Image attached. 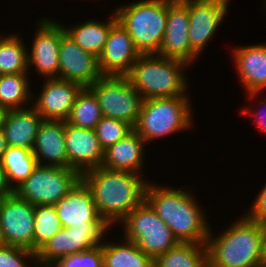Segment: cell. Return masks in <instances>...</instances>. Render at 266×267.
Returning <instances> with one entry per match:
<instances>
[{
    "mask_svg": "<svg viewBox=\"0 0 266 267\" xmlns=\"http://www.w3.org/2000/svg\"><path fill=\"white\" fill-rule=\"evenodd\" d=\"M186 189V186L165 187L148 181L145 200L179 242L206 244L212 225L197 196Z\"/></svg>",
    "mask_w": 266,
    "mask_h": 267,
    "instance_id": "1",
    "label": "cell"
},
{
    "mask_svg": "<svg viewBox=\"0 0 266 267\" xmlns=\"http://www.w3.org/2000/svg\"><path fill=\"white\" fill-rule=\"evenodd\" d=\"M81 181L89 189L99 215L111 228L145 200L149 180L137 173L98 167L83 173Z\"/></svg>",
    "mask_w": 266,
    "mask_h": 267,
    "instance_id": "2",
    "label": "cell"
},
{
    "mask_svg": "<svg viewBox=\"0 0 266 267\" xmlns=\"http://www.w3.org/2000/svg\"><path fill=\"white\" fill-rule=\"evenodd\" d=\"M223 232L206 242L208 267H265L263 262L264 224L241 215Z\"/></svg>",
    "mask_w": 266,
    "mask_h": 267,
    "instance_id": "3",
    "label": "cell"
},
{
    "mask_svg": "<svg viewBox=\"0 0 266 267\" xmlns=\"http://www.w3.org/2000/svg\"><path fill=\"white\" fill-rule=\"evenodd\" d=\"M189 64L158 54H141L126 75L143 100L187 96Z\"/></svg>",
    "mask_w": 266,
    "mask_h": 267,
    "instance_id": "4",
    "label": "cell"
},
{
    "mask_svg": "<svg viewBox=\"0 0 266 267\" xmlns=\"http://www.w3.org/2000/svg\"><path fill=\"white\" fill-rule=\"evenodd\" d=\"M190 99L188 95L143 100L134 130L150 144L193 128L194 113Z\"/></svg>",
    "mask_w": 266,
    "mask_h": 267,
    "instance_id": "5",
    "label": "cell"
},
{
    "mask_svg": "<svg viewBox=\"0 0 266 267\" xmlns=\"http://www.w3.org/2000/svg\"><path fill=\"white\" fill-rule=\"evenodd\" d=\"M117 21L127 30L140 54H157L167 24L168 2L138 0L114 9Z\"/></svg>",
    "mask_w": 266,
    "mask_h": 267,
    "instance_id": "6",
    "label": "cell"
},
{
    "mask_svg": "<svg viewBox=\"0 0 266 267\" xmlns=\"http://www.w3.org/2000/svg\"><path fill=\"white\" fill-rule=\"evenodd\" d=\"M119 225L123 226L122 237L136 243L153 260L180 243L146 200Z\"/></svg>",
    "mask_w": 266,
    "mask_h": 267,
    "instance_id": "7",
    "label": "cell"
},
{
    "mask_svg": "<svg viewBox=\"0 0 266 267\" xmlns=\"http://www.w3.org/2000/svg\"><path fill=\"white\" fill-rule=\"evenodd\" d=\"M80 180L81 175L74 169L38 164L14 193L34 206L55 205Z\"/></svg>",
    "mask_w": 266,
    "mask_h": 267,
    "instance_id": "8",
    "label": "cell"
},
{
    "mask_svg": "<svg viewBox=\"0 0 266 267\" xmlns=\"http://www.w3.org/2000/svg\"><path fill=\"white\" fill-rule=\"evenodd\" d=\"M89 89L96 96L104 117L135 127L143 98L127 76L103 75Z\"/></svg>",
    "mask_w": 266,
    "mask_h": 267,
    "instance_id": "9",
    "label": "cell"
},
{
    "mask_svg": "<svg viewBox=\"0 0 266 267\" xmlns=\"http://www.w3.org/2000/svg\"><path fill=\"white\" fill-rule=\"evenodd\" d=\"M109 226H72L60 229L36 254L38 267H51L61 258L101 246Z\"/></svg>",
    "mask_w": 266,
    "mask_h": 267,
    "instance_id": "10",
    "label": "cell"
},
{
    "mask_svg": "<svg viewBox=\"0 0 266 267\" xmlns=\"http://www.w3.org/2000/svg\"><path fill=\"white\" fill-rule=\"evenodd\" d=\"M232 0H185L189 9V41L191 65L196 63L209 41L217 33L229 11Z\"/></svg>",
    "mask_w": 266,
    "mask_h": 267,
    "instance_id": "11",
    "label": "cell"
},
{
    "mask_svg": "<svg viewBox=\"0 0 266 267\" xmlns=\"http://www.w3.org/2000/svg\"><path fill=\"white\" fill-rule=\"evenodd\" d=\"M35 206L15 193L0 203V234L2 244L33 251Z\"/></svg>",
    "mask_w": 266,
    "mask_h": 267,
    "instance_id": "12",
    "label": "cell"
},
{
    "mask_svg": "<svg viewBox=\"0 0 266 267\" xmlns=\"http://www.w3.org/2000/svg\"><path fill=\"white\" fill-rule=\"evenodd\" d=\"M38 21L31 48L27 49L28 70L34 68L37 75L45 79L58 78L60 41L66 33L64 25L50 17L39 18Z\"/></svg>",
    "mask_w": 266,
    "mask_h": 267,
    "instance_id": "13",
    "label": "cell"
},
{
    "mask_svg": "<svg viewBox=\"0 0 266 267\" xmlns=\"http://www.w3.org/2000/svg\"><path fill=\"white\" fill-rule=\"evenodd\" d=\"M58 55L60 79L89 88L103 76L98 58L84 51L67 33L61 37Z\"/></svg>",
    "mask_w": 266,
    "mask_h": 267,
    "instance_id": "14",
    "label": "cell"
},
{
    "mask_svg": "<svg viewBox=\"0 0 266 267\" xmlns=\"http://www.w3.org/2000/svg\"><path fill=\"white\" fill-rule=\"evenodd\" d=\"M44 81L38 98L33 95V102L36 101L32 106L43 120L66 121L82 87L60 78H48Z\"/></svg>",
    "mask_w": 266,
    "mask_h": 267,
    "instance_id": "15",
    "label": "cell"
},
{
    "mask_svg": "<svg viewBox=\"0 0 266 267\" xmlns=\"http://www.w3.org/2000/svg\"><path fill=\"white\" fill-rule=\"evenodd\" d=\"M65 141L67 168L74 169L82 175L101 167L104 148L95 130L72 126L65 121Z\"/></svg>",
    "mask_w": 266,
    "mask_h": 267,
    "instance_id": "16",
    "label": "cell"
},
{
    "mask_svg": "<svg viewBox=\"0 0 266 267\" xmlns=\"http://www.w3.org/2000/svg\"><path fill=\"white\" fill-rule=\"evenodd\" d=\"M140 55L127 30L117 21L98 57L99 69L103 75L126 76Z\"/></svg>",
    "mask_w": 266,
    "mask_h": 267,
    "instance_id": "17",
    "label": "cell"
},
{
    "mask_svg": "<svg viewBox=\"0 0 266 267\" xmlns=\"http://www.w3.org/2000/svg\"><path fill=\"white\" fill-rule=\"evenodd\" d=\"M232 50L233 65L251 101L266 90V43L240 45Z\"/></svg>",
    "mask_w": 266,
    "mask_h": 267,
    "instance_id": "18",
    "label": "cell"
},
{
    "mask_svg": "<svg viewBox=\"0 0 266 267\" xmlns=\"http://www.w3.org/2000/svg\"><path fill=\"white\" fill-rule=\"evenodd\" d=\"M62 227L108 226L98 213L87 186L80 180L55 204Z\"/></svg>",
    "mask_w": 266,
    "mask_h": 267,
    "instance_id": "19",
    "label": "cell"
},
{
    "mask_svg": "<svg viewBox=\"0 0 266 267\" xmlns=\"http://www.w3.org/2000/svg\"><path fill=\"white\" fill-rule=\"evenodd\" d=\"M189 9L184 2L169 3L165 35L158 55L180 60L191 66Z\"/></svg>",
    "mask_w": 266,
    "mask_h": 267,
    "instance_id": "20",
    "label": "cell"
},
{
    "mask_svg": "<svg viewBox=\"0 0 266 267\" xmlns=\"http://www.w3.org/2000/svg\"><path fill=\"white\" fill-rule=\"evenodd\" d=\"M32 153L39 165L67 168L65 121L43 120Z\"/></svg>",
    "mask_w": 266,
    "mask_h": 267,
    "instance_id": "21",
    "label": "cell"
},
{
    "mask_svg": "<svg viewBox=\"0 0 266 267\" xmlns=\"http://www.w3.org/2000/svg\"><path fill=\"white\" fill-rule=\"evenodd\" d=\"M145 145H147L145 140L133 129L124 138L104 150L101 167L143 175Z\"/></svg>",
    "mask_w": 266,
    "mask_h": 267,
    "instance_id": "22",
    "label": "cell"
},
{
    "mask_svg": "<svg viewBox=\"0 0 266 267\" xmlns=\"http://www.w3.org/2000/svg\"><path fill=\"white\" fill-rule=\"evenodd\" d=\"M42 121L43 118L32 105L26 108L7 110L2 124L7 146L32 151Z\"/></svg>",
    "mask_w": 266,
    "mask_h": 267,
    "instance_id": "23",
    "label": "cell"
},
{
    "mask_svg": "<svg viewBox=\"0 0 266 267\" xmlns=\"http://www.w3.org/2000/svg\"><path fill=\"white\" fill-rule=\"evenodd\" d=\"M111 14L107 21L90 19L78 23V25H71L70 27L69 25H63L66 33L76 44H78L84 51L89 52L98 58L104 49L111 27L117 22L114 10Z\"/></svg>",
    "mask_w": 266,
    "mask_h": 267,
    "instance_id": "24",
    "label": "cell"
},
{
    "mask_svg": "<svg viewBox=\"0 0 266 267\" xmlns=\"http://www.w3.org/2000/svg\"><path fill=\"white\" fill-rule=\"evenodd\" d=\"M102 242L103 267H154V260L133 241Z\"/></svg>",
    "mask_w": 266,
    "mask_h": 267,
    "instance_id": "25",
    "label": "cell"
},
{
    "mask_svg": "<svg viewBox=\"0 0 266 267\" xmlns=\"http://www.w3.org/2000/svg\"><path fill=\"white\" fill-rule=\"evenodd\" d=\"M29 77V73L0 75V106L6 110L31 106L35 93L30 89Z\"/></svg>",
    "mask_w": 266,
    "mask_h": 267,
    "instance_id": "26",
    "label": "cell"
},
{
    "mask_svg": "<svg viewBox=\"0 0 266 267\" xmlns=\"http://www.w3.org/2000/svg\"><path fill=\"white\" fill-rule=\"evenodd\" d=\"M4 34L0 33V75L30 73L28 47L23 38L18 33Z\"/></svg>",
    "mask_w": 266,
    "mask_h": 267,
    "instance_id": "27",
    "label": "cell"
},
{
    "mask_svg": "<svg viewBox=\"0 0 266 267\" xmlns=\"http://www.w3.org/2000/svg\"><path fill=\"white\" fill-rule=\"evenodd\" d=\"M154 267H208L206 244L180 242L154 259Z\"/></svg>",
    "mask_w": 266,
    "mask_h": 267,
    "instance_id": "28",
    "label": "cell"
},
{
    "mask_svg": "<svg viewBox=\"0 0 266 267\" xmlns=\"http://www.w3.org/2000/svg\"><path fill=\"white\" fill-rule=\"evenodd\" d=\"M1 164L13 190L24 182L38 165L31 150L12 146L7 147Z\"/></svg>",
    "mask_w": 266,
    "mask_h": 267,
    "instance_id": "29",
    "label": "cell"
},
{
    "mask_svg": "<svg viewBox=\"0 0 266 267\" xmlns=\"http://www.w3.org/2000/svg\"><path fill=\"white\" fill-rule=\"evenodd\" d=\"M102 117L101 108L94 93L89 88H82L66 122L79 128L95 130Z\"/></svg>",
    "mask_w": 266,
    "mask_h": 267,
    "instance_id": "30",
    "label": "cell"
},
{
    "mask_svg": "<svg viewBox=\"0 0 266 267\" xmlns=\"http://www.w3.org/2000/svg\"><path fill=\"white\" fill-rule=\"evenodd\" d=\"M34 219L33 252L37 254L63 227L55 205H36Z\"/></svg>",
    "mask_w": 266,
    "mask_h": 267,
    "instance_id": "31",
    "label": "cell"
},
{
    "mask_svg": "<svg viewBox=\"0 0 266 267\" xmlns=\"http://www.w3.org/2000/svg\"><path fill=\"white\" fill-rule=\"evenodd\" d=\"M133 129L127 122L103 116L97 123L95 132L101 146L105 150L107 147L124 138Z\"/></svg>",
    "mask_w": 266,
    "mask_h": 267,
    "instance_id": "32",
    "label": "cell"
},
{
    "mask_svg": "<svg viewBox=\"0 0 266 267\" xmlns=\"http://www.w3.org/2000/svg\"><path fill=\"white\" fill-rule=\"evenodd\" d=\"M0 267H38L36 253L28 249L2 244L0 246Z\"/></svg>",
    "mask_w": 266,
    "mask_h": 267,
    "instance_id": "33",
    "label": "cell"
},
{
    "mask_svg": "<svg viewBox=\"0 0 266 267\" xmlns=\"http://www.w3.org/2000/svg\"><path fill=\"white\" fill-rule=\"evenodd\" d=\"M51 267H103L102 244L88 251L63 257Z\"/></svg>",
    "mask_w": 266,
    "mask_h": 267,
    "instance_id": "34",
    "label": "cell"
},
{
    "mask_svg": "<svg viewBox=\"0 0 266 267\" xmlns=\"http://www.w3.org/2000/svg\"><path fill=\"white\" fill-rule=\"evenodd\" d=\"M249 212L243 213L249 220L258 223H266V183L256 195Z\"/></svg>",
    "mask_w": 266,
    "mask_h": 267,
    "instance_id": "35",
    "label": "cell"
},
{
    "mask_svg": "<svg viewBox=\"0 0 266 267\" xmlns=\"http://www.w3.org/2000/svg\"><path fill=\"white\" fill-rule=\"evenodd\" d=\"M258 106L261 108H259ZM258 106H256L258 108V110H255V111H253V109L249 108V107L242 108L241 114L242 115L247 114L248 116L250 115V118L252 117L251 119H253L252 121H254V123H256V125H257L256 127H258V129L261 132L265 133L266 132V98H264V99L260 98V103L258 104ZM264 109H265V111H264Z\"/></svg>",
    "mask_w": 266,
    "mask_h": 267,
    "instance_id": "36",
    "label": "cell"
},
{
    "mask_svg": "<svg viewBox=\"0 0 266 267\" xmlns=\"http://www.w3.org/2000/svg\"><path fill=\"white\" fill-rule=\"evenodd\" d=\"M13 193H14V190L10 186L8 179H7L6 171L0 162V195L2 197H5Z\"/></svg>",
    "mask_w": 266,
    "mask_h": 267,
    "instance_id": "37",
    "label": "cell"
},
{
    "mask_svg": "<svg viewBox=\"0 0 266 267\" xmlns=\"http://www.w3.org/2000/svg\"><path fill=\"white\" fill-rule=\"evenodd\" d=\"M7 142L2 127H0V162L2 161L3 155L7 149Z\"/></svg>",
    "mask_w": 266,
    "mask_h": 267,
    "instance_id": "38",
    "label": "cell"
},
{
    "mask_svg": "<svg viewBox=\"0 0 266 267\" xmlns=\"http://www.w3.org/2000/svg\"><path fill=\"white\" fill-rule=\"evenodd\" d=\"M263 262L264 266L266 267V223L264 224L263 231Z\"/></svg>",
    "mask_w": 266,
    "mask_h": 267,
    "instance_id": "39",
    "label": "cell"
},
{
    "mask_svg": "<svg viewBox=\"0 0 266 267\" xmlns=\"http://www.w3.org/2000/svg\"><path fill=\"white\" fill-rule=\"evenodd\" d=\"M6 112L7 110L3 106H0V127H2Z\"/></svg>",
    "mask_w": 266,
    "mask_h": 267,
    "instance_id": "40",
    "label": "cell"
},
{
    "mask_svg": "<svg viewBox=\"0 0 266 267\" xmlns=\"http://www.w3.org/2000/svg\"><path fill=\"white\" fill-rule=\"evenodd\" d=\"M157 1H166L169 3H180V2H184L185 0H157Z\"/></svg>",
    "mask_w": 266,
    "mask_h": 267,
    "instance_id": "41",
    "label": "cell"
},
{
    "mask_svg": "<svg viewBox=\"0 0 266 267\" xmlns=\"http://www.w3.org/2000/svg\"><path fill=\"white\" fill-rule=\"evenodd\" d=\"M2 245V239H1V234H0V246Z\"/></svg>",
    "mask_w": 266,
    "mask_h": 267,
    "instance_id": "42",
    "label": "cell"
}]
</instances>
